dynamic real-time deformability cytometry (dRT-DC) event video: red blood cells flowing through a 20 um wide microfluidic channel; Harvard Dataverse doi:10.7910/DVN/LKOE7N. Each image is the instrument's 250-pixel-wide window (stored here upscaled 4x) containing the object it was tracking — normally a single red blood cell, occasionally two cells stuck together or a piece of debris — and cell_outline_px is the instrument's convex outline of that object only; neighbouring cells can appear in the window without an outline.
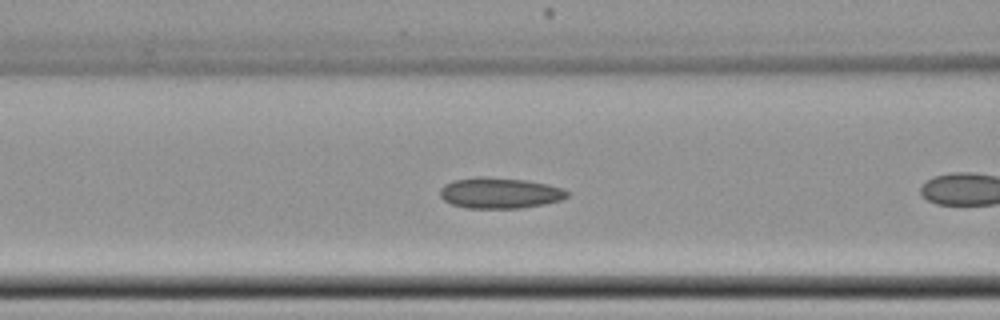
{"species": "common noctule bat (a hibernating species)", "species_latin": "Nyctalus noctula", "temperature_condition": "cold", "stored_images_in_passage": 9, "camera_frame_rate_fps": 3000, "um_per_image_px": 0.085, "animal": {"sex": "female", "body_mass_g": 22.7, "forearm_length_mm": 54.2}, "frame": {"image": 1, "passage_image": 8, "time_ms": 2.333, "image_size_px": [1000, 320], "cell_outline_px": [[568, 196], [560, 200], [544, 204], [520, 208], [468, 208], [452, 204], [444, 200], [440, 196], [440, 188], [444, 184], [452, 180], [476, 176], [484, 176], [524, 180], [548, 184], [564, 188], [568, 192]], "centroid_in_image_um": [42.46, 16.39], "position_along_channel_um": 124.1, "area_um2": 22.95}}